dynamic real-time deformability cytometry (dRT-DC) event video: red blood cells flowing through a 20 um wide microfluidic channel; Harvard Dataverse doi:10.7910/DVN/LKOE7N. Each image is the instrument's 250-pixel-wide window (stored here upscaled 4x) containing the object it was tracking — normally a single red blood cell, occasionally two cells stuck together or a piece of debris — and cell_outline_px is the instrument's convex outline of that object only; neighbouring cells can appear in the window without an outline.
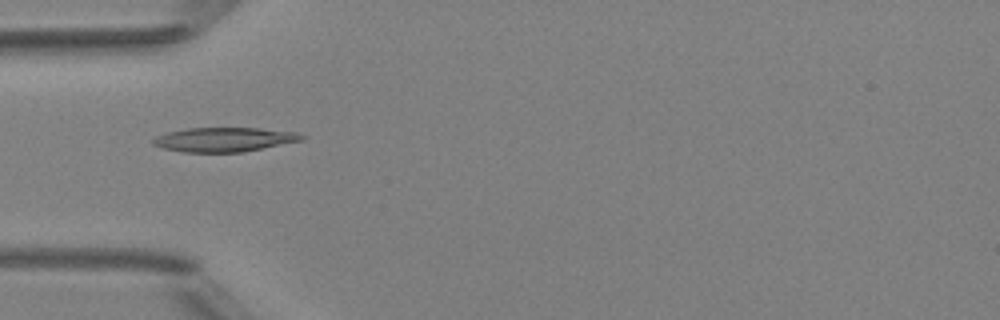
{"species": "Egyptian fruit bat (a non-hibernating species)", "species_latin": "Rousettus aegyptiacus", "temperature_condition": "room temperature", "stored_images_in_passage": 4, "camera_frame_rate_fps": 3000, "um_per_image_px": 0.085, "animal": {"sex": "female"}, "frame": {"image": 1, "passage_image": 4, "time_ms": 4.333, "image_size_px": [1000, 320], "cell_outline_px": [[308, 136], [304, 140], [244, 152], [180, 152], [164, 148], [152, 144], [152, 140], [156, 136], [168, 132], [188, 128], [260, 128], [296, 132]], "centroid_in_image_um": [19.1, 11.86], "position_along_channel_um": 65.9, "area_um2": 21.15}}